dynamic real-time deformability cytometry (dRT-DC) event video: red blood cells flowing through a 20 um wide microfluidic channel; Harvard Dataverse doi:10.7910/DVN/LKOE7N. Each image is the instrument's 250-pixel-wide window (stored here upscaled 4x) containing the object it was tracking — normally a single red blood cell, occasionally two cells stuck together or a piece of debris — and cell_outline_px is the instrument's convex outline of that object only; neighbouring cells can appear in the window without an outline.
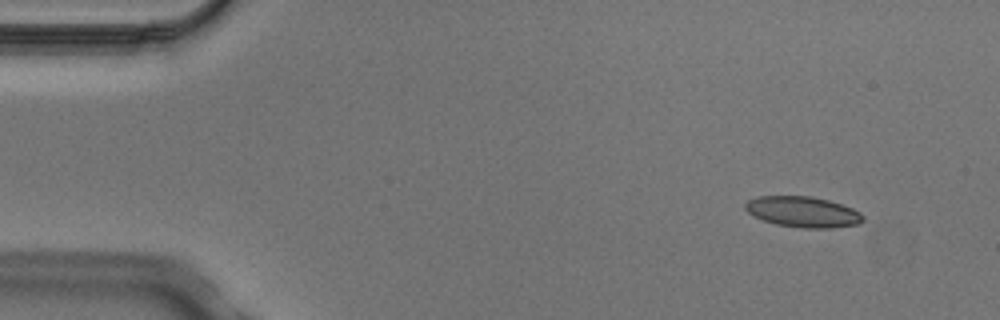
{"species": "Egyptian fruit bat (a non-hibernating species)", "species_latin": "Rousettus aegyptiacus", "temperature_condition": "cold", "stored_images_in_passage": 3, "camera_frame_rate_fps": 3000, "um_per_image_px": 0.085, "animal": {"sex": "male"}, "frame": {"image": 1, "passage_image": 1, "time_ms": 0.0, "image_size_px": [1000, 320], "cell_outline_px": [[864, 220], [856, 224], [832, 228], [804, 228], [776, 224], [752, 216], [744, 208], [744, 204], [748, 200], [760, 196], [812, 196], [828, 200], [852, 208], [860, 212], [864, 216]], "centroid_in_image_um": [68.23, 18.01], "position_along_channel_um": 16.8, "area_um2": 21.04}}
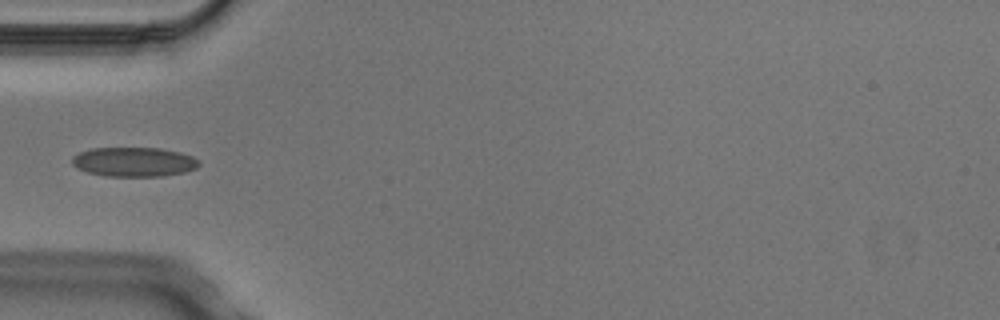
{"frame": {"image": 2, "passage_image": 3, "time_ms": 0.667, "image_size_px": [1000, 320], "cell_outline_px": [[200, 164], [196, 168], [184, 172], [160, 176], [104, 176], [88, 172], [76, 168], [72, 164], [72, 156], [80, 152], [92, 148], [160, 148], [180, 152], [192, 156], [200, 160]], "centroid_in_image_um": [11.38, 13.76], "position_along_channel_um": 73.6, "area_um2": 21.79}}